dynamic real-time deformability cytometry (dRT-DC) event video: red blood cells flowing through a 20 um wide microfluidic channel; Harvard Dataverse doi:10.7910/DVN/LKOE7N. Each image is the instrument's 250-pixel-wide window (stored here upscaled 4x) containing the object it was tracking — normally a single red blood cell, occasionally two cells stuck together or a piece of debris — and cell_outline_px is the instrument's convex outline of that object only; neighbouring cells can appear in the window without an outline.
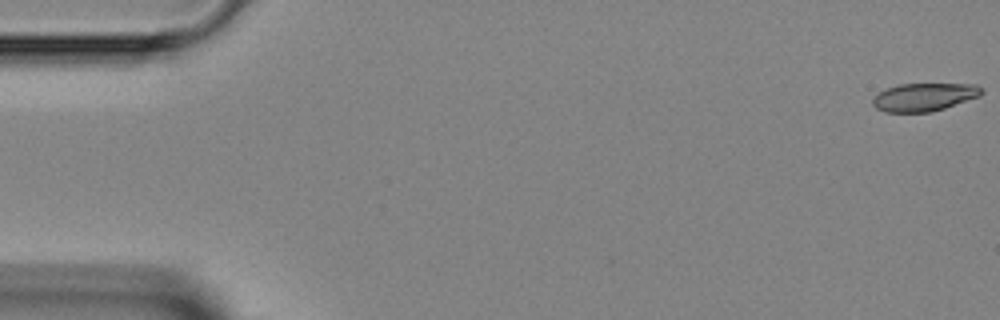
{"species": "Egyptian fruit bat (a non-hibernating species)", "species_latin": "Rousettus aegyptiacus", "temperature_condition": "room temperature", "stored_images_in_passage": 7, "camera_frame_rate_fps": 3000, "um_per_image_px": 0.085, "animal": {"sex": "female"}, "frame": {"image": 1, "passage_image": 1, "time_ms": 0.0, "image_size_px": [1000, 320], "cell_outline_px": [[984, 92], [980, 96], [932, 112], [884, 112], [876, 108], [872, 104], [872, 100], [880, 92], [888, 88], [900, 84], [976, 84], [984, 88]], "centroid_in_image_um": [78.59, 8.25], "position_along_channel_um": 6.4, "area_um2": 17.74}}